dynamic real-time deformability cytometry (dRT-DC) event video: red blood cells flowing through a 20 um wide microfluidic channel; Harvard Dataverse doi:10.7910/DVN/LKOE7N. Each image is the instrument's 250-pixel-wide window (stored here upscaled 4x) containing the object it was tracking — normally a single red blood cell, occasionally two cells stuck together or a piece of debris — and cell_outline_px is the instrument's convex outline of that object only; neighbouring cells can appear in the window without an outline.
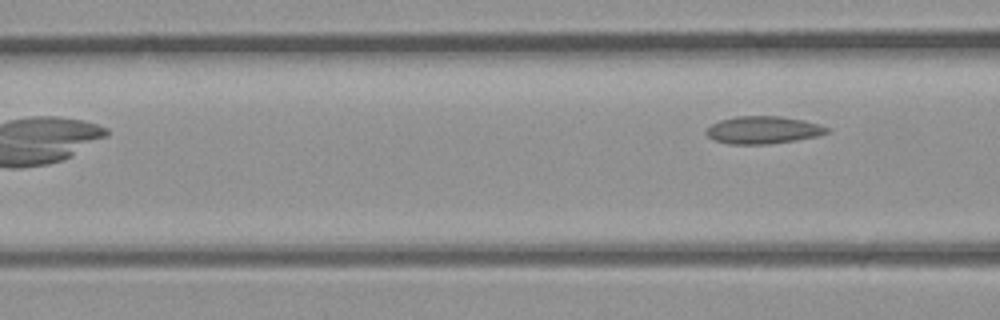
{"species": "common noctule bat (a hibernating species)", "species_latin": "Nyctalus noctula", "temperature_condition": "room temperature", "stored_images_in_passage": 4, "camera_frame_rate_fps": 3000, "um_per_image_px": 0.085, "animal": {"sex": "male", "body_mass_g": 23.1, "forearm_length_mm": 52.7}, "frame": {"image": 1, "passage_image": 4, "time_ms": 1.0, "image_size_px": [1000, 320], "cell_outline_px": [[832, 128], [828, 132], [816, 136], [796, 140], [768, 144], [728, 144], [716, 140], [708, 136], [704, 132], [712, 124], [720, 120], [736, 116], [780, 116], [804, 120], [820, 124]], "centroid_in_image_um": [64.89, 11.04], "position_along_channel_um": 101.7, "area_um2": 19.36}}